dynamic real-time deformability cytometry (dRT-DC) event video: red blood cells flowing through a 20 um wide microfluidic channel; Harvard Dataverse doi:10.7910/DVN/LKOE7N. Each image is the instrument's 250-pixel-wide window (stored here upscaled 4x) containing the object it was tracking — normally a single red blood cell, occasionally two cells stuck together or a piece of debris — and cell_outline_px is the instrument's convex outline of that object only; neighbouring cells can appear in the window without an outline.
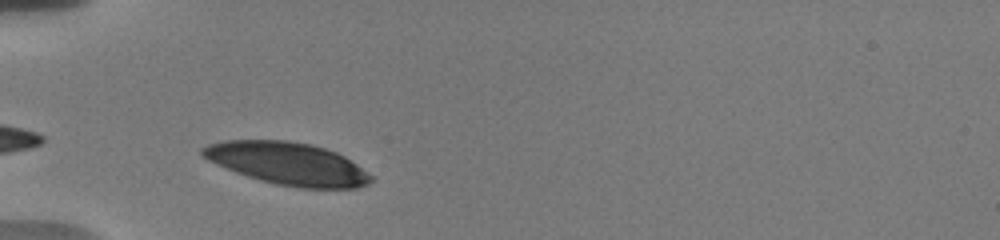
{"species": "human", "species_latin": "Homo sapiens", "temperature_condition": "warm", "stored_images_in_passage": 33, "camera_frame_rate_fps": 3000, "um_per_image_px": 0.085, "donor": {"sex": "male"}, "frame": {"image": 1, "passage_image": 2, "time_ms": 0.333, "image_size_px": [1000, 240], "cell_outline_px": [[372, 180], [368, 184], [360, 188], [300, 188], [276, 184], [260, 180], [236, 172], [216, 164], [200, 156], [200, 148], [208, 144], [224, 140], [288, 140], [312, 144], [336, 152], [344, 156], [356, 164], [372, 176]], "centroid_in_image_um": [24.43, 13.9], "position_along_channel_um": 60.6, "area_um2": 41.79}}
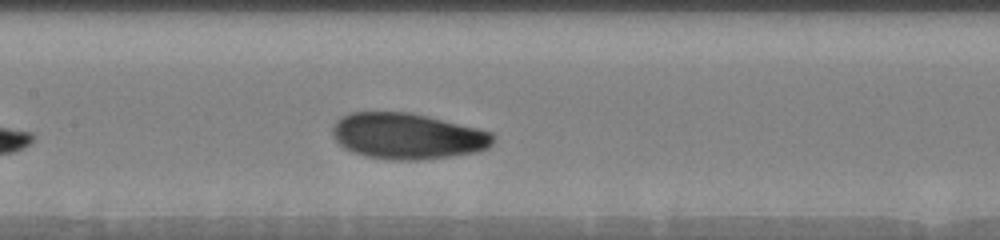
{"frame": {"image": 2, "passage_image": 12, "time_ms": 3.667, "image_size_px": [1000, 240], "cell_outline_px": [[496, 140], [488, 148], [480, 152], [452, 156], [420, 160], [388, 160], [364, 156], [352, 152], [344, 148], [332, 136], [332, 128], [336, 120], [340, 116], [352, 112], [408, 112], [428, 116], [480, 128], [492, 132], [496, 136]], "centroid_in_image_um": [34.66, 11.57], "position_along_channel_um": 172.7, "area_um2": 43.75}}
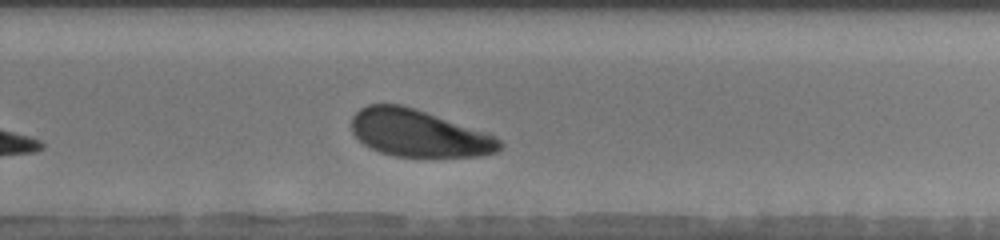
{"frame": {"image": 3, "passage_image": 22, "time_ms": 7.0, "image_size_px": [1000, 240], "cell_outline_px": [[504, 144], [496, 152], [480, 156], [396, 156], [380, 152], [364, 144], [352, 132], [352, 116], [360, 108], [368, 104], [400, 104], [416, 108], [488, 132], [496, 136]], "centroid_in_image_um": [35.62, 11.31], "position_along_channel_um": 294.2, "area_um2": 40.75}, "authors_computed_cell_mechanics": {"area_um2": 42.2518, "velocity_mm_per_s": 3.6623, "shape_relaxation_time_tau1_ms": 2.256, "shape_relaxation_time_tau2_ms": null, "deformation_change_tau1": 0.1117, "deformation_change_tau2": null}}